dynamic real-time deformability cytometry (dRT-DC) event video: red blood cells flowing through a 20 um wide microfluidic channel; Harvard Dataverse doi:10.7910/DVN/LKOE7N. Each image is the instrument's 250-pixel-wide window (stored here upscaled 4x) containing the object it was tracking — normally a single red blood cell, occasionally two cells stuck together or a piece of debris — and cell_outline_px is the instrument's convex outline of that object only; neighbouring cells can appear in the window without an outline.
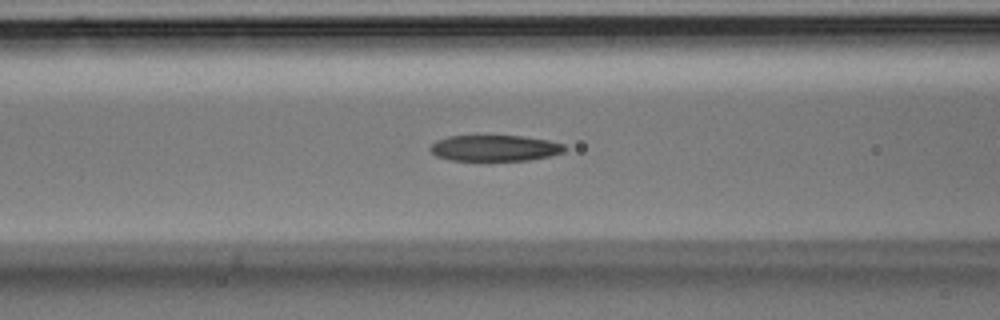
{"species": "Egyptian fruit bat (a non-hibernating species)", "species_latin": "Rousettus aegyptiacus", "temperature_condition": "room temperature", "stored_images_in_passage": 36, "camera_frame_rate_fps": 3000, "um_per_image_px": 0.085, "animal": {"sex": "male"}, "frame": {"image": 1, "passage_image": 10, "time_ms": 3.0, "image_size_px": [1000, 320], "cell_outline_px": [[564, 152], [548, 156], [528, 160], [452, 160], [436, 156], [428, 148], [436, 140], [448, 136], [524, 136], [548, 140], [564, 144]], "centroid_in_image_um": [42.03, 12.58], "position_along_channel_um": 124.6, "area_um2": 20.23}}
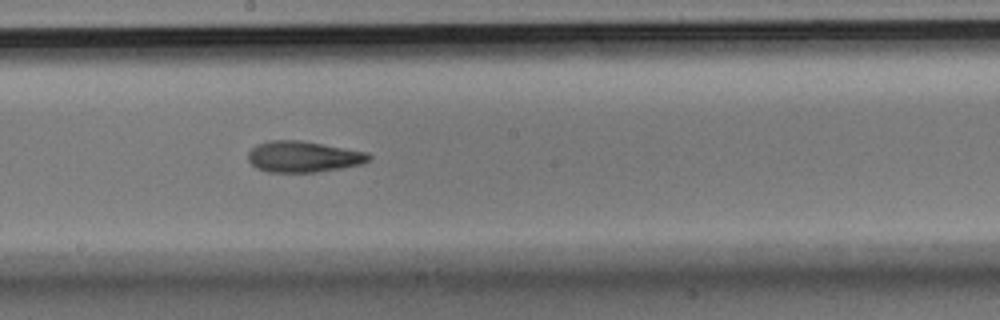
{"frame": {"image": 2, "passage_image": 17, "time_ms": 5.333, "image_size_px": [1000, 320], "cell_outline_px": [[372, 156], [368, 160], [360, 164], [340, 168], [316, 172], [268, 172], [256, 168], [248, 160], [248, 152], [256, 144], [268, 140], [300, 140], [368, 152]], "centroid_in_image_um": [25.74, 13.31], "position_along_channel_um": 222.5, "area_um2": 21.85}}
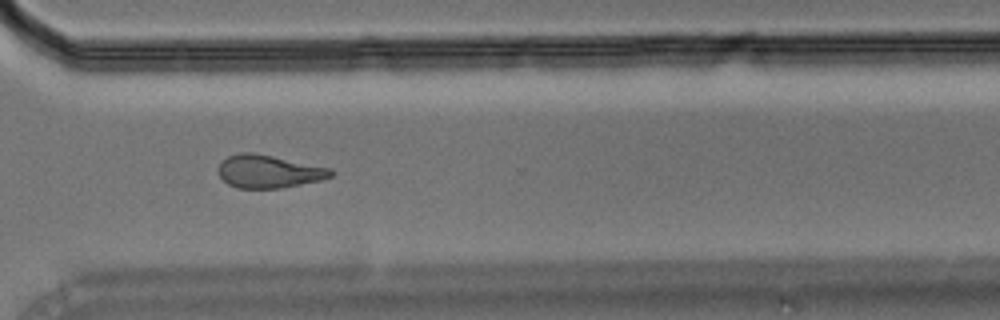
{"frame": {"image": 3, "passage_image": 26, "time_ms": 8.333, "image_size_px": [1000, 320], "cell_outline_px": [[336, 172], [332, 176], [320, 180], [280, 188], [236, 188], [228, 184], [220, 176], [220, 164], [228, 156], [240, 152], [252, 152], [332, 168]], "centroid_in_image_um": [22.88, 14.57], "position_along_channel_um": 347.7, "area_um2": 21.39}}